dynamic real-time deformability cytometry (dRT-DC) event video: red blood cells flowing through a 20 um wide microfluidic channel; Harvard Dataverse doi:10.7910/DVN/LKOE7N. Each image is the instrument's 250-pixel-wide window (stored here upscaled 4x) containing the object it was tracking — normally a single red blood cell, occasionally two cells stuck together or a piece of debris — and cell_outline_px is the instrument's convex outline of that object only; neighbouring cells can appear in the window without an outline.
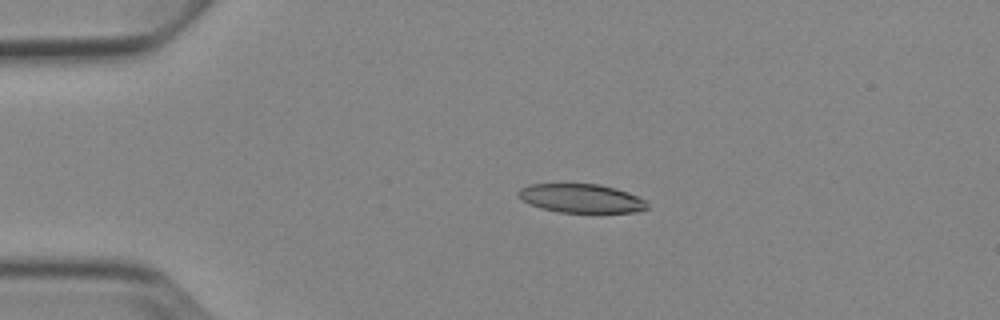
{"species": "Egyptian fruit bat (a non-hibernating species)", "species_latin": "Rousettus aegyptiacus", "temperature_condition": "cold", "stored_images_in_passage": 5, "camera_frame_rate_fps": 3000, "um_per_image_px": 0.085, "animal": {"sex": "female"}, "frame": {"image": 1, "passage_image": 4, "time_ms": 3.333, "image_size_px": [1000, 320], "cell_outline_px": [[648, 208], [636, 212], [560, 212], [540, 208], [524, 200], [520, 196], [520, 188], [528, 184], [600, 184], [616, 188], [628, 192], [644, 200], [648, 204]], "centroid_in_image_um": [49.44, 16.85], "position_along_channel_um": 35.6, "area_um2": 21.33}}